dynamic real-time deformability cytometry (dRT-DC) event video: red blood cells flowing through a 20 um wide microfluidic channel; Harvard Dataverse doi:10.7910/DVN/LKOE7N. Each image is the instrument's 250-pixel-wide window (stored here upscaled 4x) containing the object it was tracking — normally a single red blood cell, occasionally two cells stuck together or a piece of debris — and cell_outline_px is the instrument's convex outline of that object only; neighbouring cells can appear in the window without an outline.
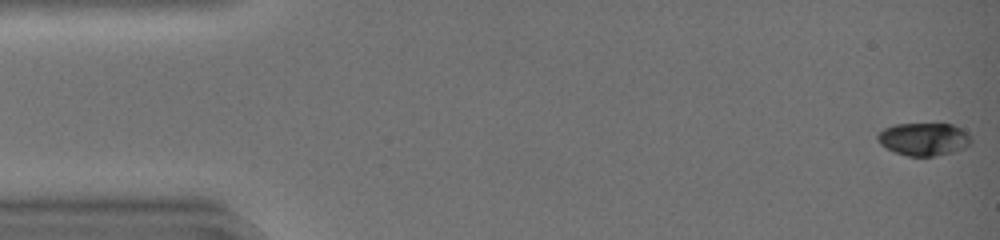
{"species": "common noctule bat (a hibernating species)", "species_latin": "Nyctalus noctula", "temperature_condition": "warm", "stored_images_in_passage": 33, "camera_frame_rate_fps": 3000, "um_per_image_px": 0.085, "animal": {"sex": "female", "body_mass_g": 19.0, "forearm_length_mm": 51.5}, "frame": {"image": 1, "passage_image": 1, "time_ms": 0.0, "image_size_px": [1000, 240], "cell_outline_px": [[972, 140], [964, 148], [952, 152], [936, 156], [908, 156], [896, 152], [880, 144], [876, 140], [876, 136], [884, 128], [896, 124], [952, 124], [968, 132]], "centroid_in_image_um": [78.52, 11.82], "position_along_channel_um": 6.5, "area_um2": 17.8}}
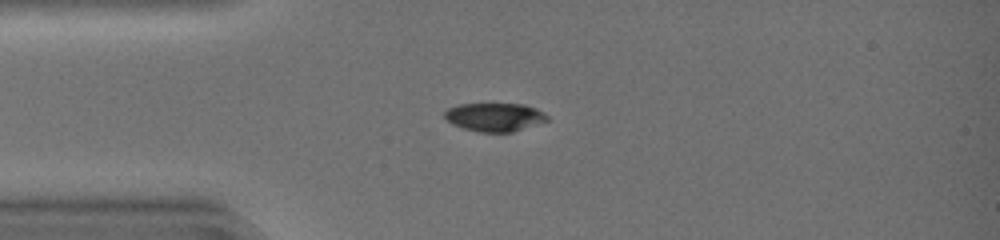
{"frame": {"image": 2, "passage_image": 12, "time_ms": 3.667, "image_size_px": [1000, 240], "cell_outline_px": [[548, 120], [512, 132], [480, 132], [464, 128], [452, 124], [444, 116], [444, 112], [448, 108], [460, 104], [524, 104], [536, 108], [544, 112], [548, 116]], "centroid_in_image_um": [42.05, 9.94], "position_along_channel_um": 43.0, "area_um2": 16.88}}
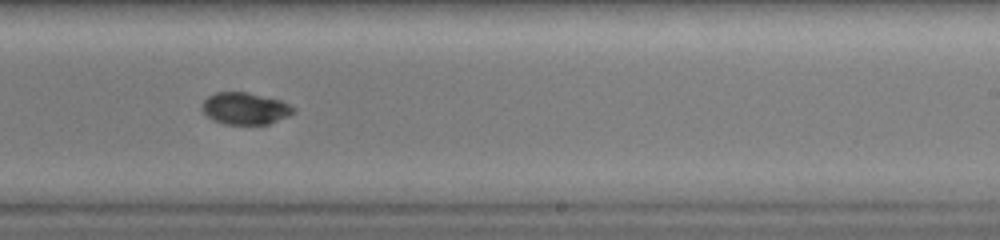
{"frame": {"image": 3, "passage_image": 29, "time_ms": 9.333, "image_size_px": [1000, 240], "cell_outline_px": [[296, 112], [288, 116], [268, 124], [224, 124], [212, 120], [200, 108], [204, 100], [208, 96], [216, 92], [248, 92], [280, 100], [296, 108]], "centroid_in_image_um": [20.83, 9.22], "position_along_channel_um": 268.2, "area_um2": 17.05}}